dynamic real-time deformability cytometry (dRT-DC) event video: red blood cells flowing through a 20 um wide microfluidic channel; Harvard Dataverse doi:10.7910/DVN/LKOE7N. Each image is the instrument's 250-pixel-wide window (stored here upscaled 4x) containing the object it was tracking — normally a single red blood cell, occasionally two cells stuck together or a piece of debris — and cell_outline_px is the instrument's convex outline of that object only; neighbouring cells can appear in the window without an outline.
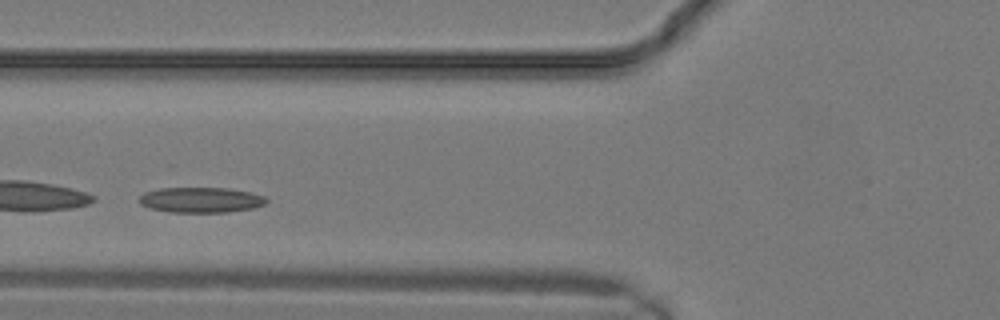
{"species": "common noctule bat (a hibernating species)", "species_latin": "Nyctalus noctula", "temperature_condition": "warm", "stored_images_in_passage": 9, "camera_frame_rate_fps": 3000, "um_per_image_px": 0.085, "animal": {"sex": "male", "body_mass_g": 19.2, "forearm_length_mm": 51.8}, "frame": {"image": 1, "passage_image": 3, "time_ms": 0.667, "image_size_px": [1000, 320], "cell_outline_px": [[268, 200], [264, 204], [252, 208], [228, 212], [168, 212], [148, 208], [140, 204], [136, 200], [144, 192], [160, 188], [228, 188], [252, 192], [264, 196]], "centroid_in_image_um": [17.03, 16.99], "position_along_channel_um": 108.8, "area_um2": 18.96}}
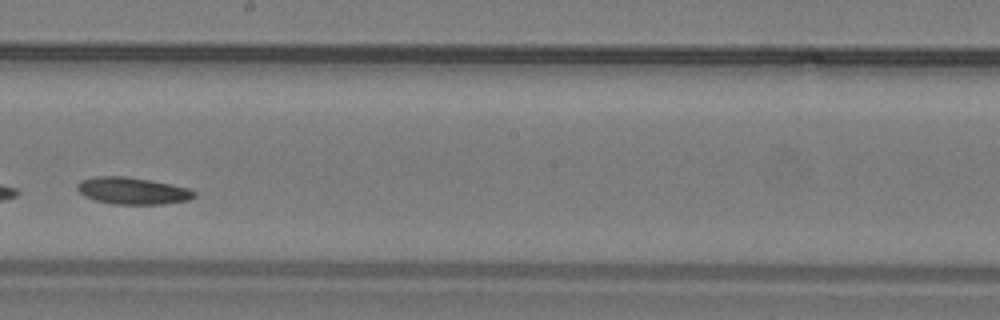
{"frame": {"image": 2, "passage_image": 8, "time_ms": 2.333, "image_size_px": [1000, 320], "cell_outline_px": [[196, 196], [188, 200], [160, 204], [116, 204], [96, 200], [84, 196], [76, 188], [76, 184], [80, 180], [96, 176], [128, 176], [152, 180], [188, 188], [196, 192]], "centroid_in_image_um": [11.25, 16.2], "position_along_channel_um": 237.0, "area_um2": 18.38}}